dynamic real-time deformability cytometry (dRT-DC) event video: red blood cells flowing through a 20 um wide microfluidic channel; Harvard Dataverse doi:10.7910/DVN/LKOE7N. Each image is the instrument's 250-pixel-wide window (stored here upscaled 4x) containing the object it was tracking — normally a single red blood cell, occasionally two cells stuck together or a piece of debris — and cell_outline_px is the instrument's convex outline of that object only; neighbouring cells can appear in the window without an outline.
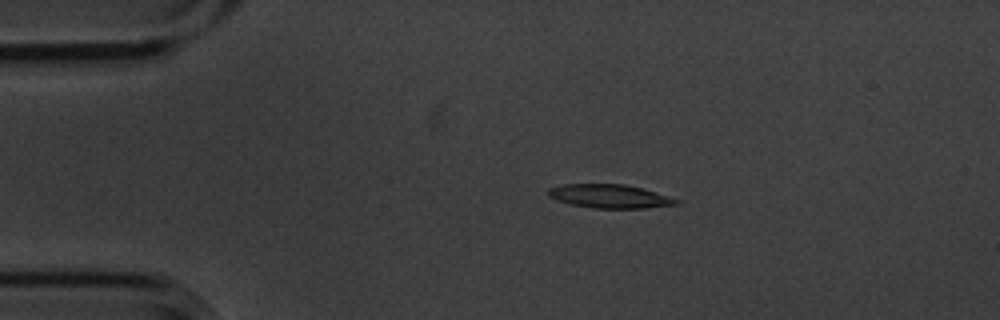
{"species": "common noctule bat (a hibernating species)", "species_latin": "Nyctalus noctula", "temperature_condition": "cold", "stored_images_in_passage": 5, "camera_frame_rate_fps": 3000, "um_per_image_px": 0.085, "animal": {"sex": "male", "body_mass_g": 20.1, "forearm_length_mm": 53.5}, "frame": {"image": 1, "passage_image": 3, "time_ms": 0.667, "image_size_px": [1000, 320], "cell_outline_px": [[680, 204], [644, 208], [592, 208], [572, 204], [556, 200], [548, 196], [548, 188], [560, 184], [624, 184], [644, 188], [680, 200]], "centroid_in_image_um": [51.82, 16.67], "position_along_channel_um": 33.2, "area_um2": 17.74}}
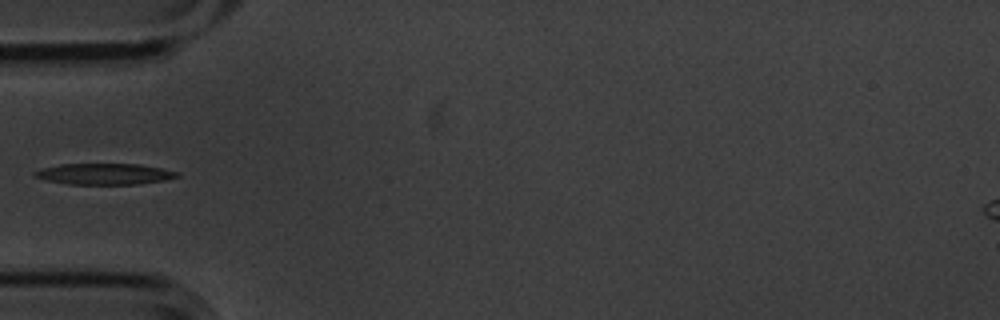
{"frame": {"image": 2, "passage_image": 5, "time_ms": 1.333, "image_size_px": [1000, 320], "cell_outline_px": [[180, 176], [164, 180], [140, 184], [68, 184], [44, 180], [32, 176], [32, 172], [40, 168], [60, 164], [140, 164], [180, 172]], "centroid_in_image_um": [8.83, 14.79], "position_along_channel_um": 76.2, "area_um2": 17.69}}